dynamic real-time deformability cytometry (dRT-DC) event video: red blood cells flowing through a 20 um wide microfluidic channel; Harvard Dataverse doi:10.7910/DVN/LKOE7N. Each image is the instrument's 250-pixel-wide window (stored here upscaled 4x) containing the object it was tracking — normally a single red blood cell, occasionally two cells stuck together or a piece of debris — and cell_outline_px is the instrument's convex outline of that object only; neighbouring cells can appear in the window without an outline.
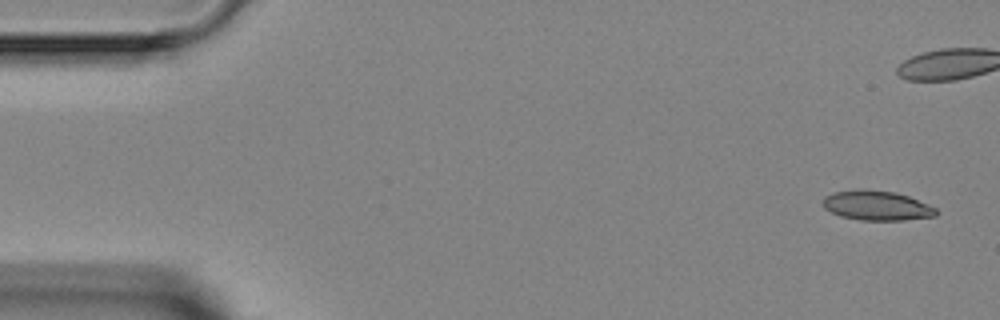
{"species": "Egyptian fruit bat (a non-hibernating species)", "species_latin": "Rousettus aegyptiacus", "temperature_condition": "room temperature", "stored_images_in_passage": 6, "camera_frame_rate_fps": 3000, "um_per_image_px": 0.085, "animal": {"sex": "female"}, "frame": {"image": 1, "passage_image": 1, "time_ms": 0.0, "image_size_px": [1000, 320], "cell_outline_px": [[940, 212], [936, 216], [904, 220], [860, 220], [840, 216], [824, 208], [824, 196], [836, 192], [860, 188], [896, 192], [908, 196], [936, 208]], "centroid_in_image_um": [74.55, 17.47], "position_along_channel_um": 10.5, "area_um2": 19.59}}
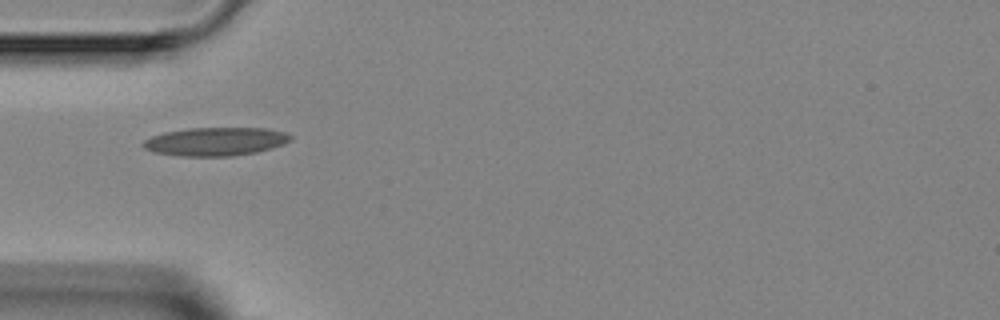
{"frame": {"image": 2, "passage_image": 5, "time_ms": 5.333, "image_size_px": [1000, 320], "cell_outline_px": [[292, 140], [284, 144], [256, 152], [232, 156], [180, 156], [152, 152], [144, 148], [140, 144], [144, 140], [152, 136], [164, 132], [188, 128], [268, 128], [284, 132], [292, 136]], "centroid_in_image_um": [18.3, 12.03], "position_along_channel_um": 66.7, "area_um2": 24.51}}
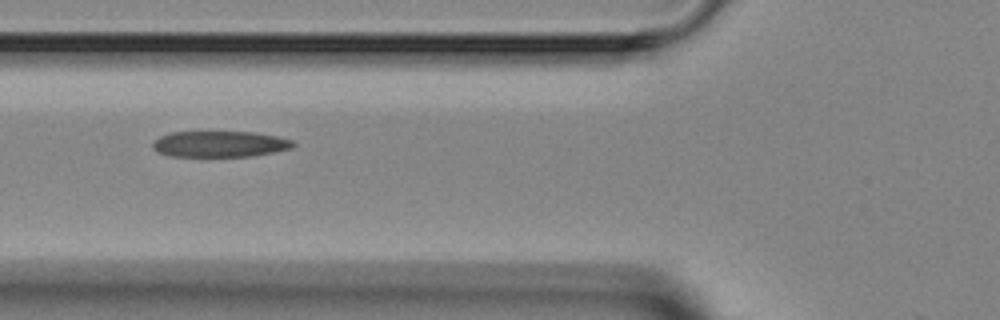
{"frame": {"image": 3, "passage_image": 6, "time_ms": 6.333, "image_size_px": [1000, 320], "cell_outline_px": [[296, 144], [292, 148], [252, 156], [172, 156], [156, 152], [152, 148], [152, 144], [160, 136], [172, 132], [252, 132], [276, 136], [292, 140]], "centroid_in_image_um": [18.67, 12.24], "position_along_channel_um": 107.1, "area_um2": 21.15}}